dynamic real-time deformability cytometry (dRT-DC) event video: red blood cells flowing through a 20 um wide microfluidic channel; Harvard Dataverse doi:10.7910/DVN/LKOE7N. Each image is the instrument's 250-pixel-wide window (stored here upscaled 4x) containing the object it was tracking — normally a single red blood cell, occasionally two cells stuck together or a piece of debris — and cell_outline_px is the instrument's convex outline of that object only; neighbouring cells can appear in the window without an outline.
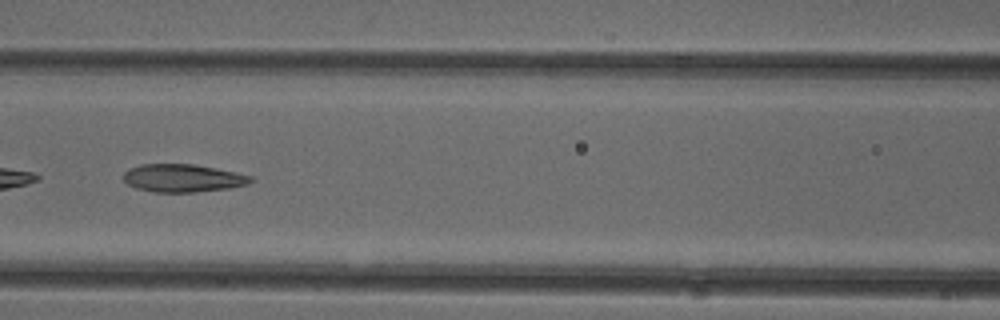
{"species": "common noctule bat (a hibernating species)", "species_latin": "Nyctalus noctula", "temperature_condition": "cold", "stored_images_in_passage": 48, "camera_frame_rate_fps": 3000, "um_per_image_px": 0.085, "animal": {"sex": "female"}, "frame": {"image": 1, "passage_image": 21, "time_ms": 6.667, "image_size_px": [1000, 320], "cell_outline_px": [[256, 180], [248, 184], [228, 188], [196, 192], [152, 192], [136, 188], [128, 184], [124, 180], [124, 172], [128, 168], [140, 164], [192, 164], [216, 168], [252, 176]], "centroid_in_image_um": [15.54, 15.14], "position_along_channel_um": 151.1, "area_um2": 20.75}, "authors_computed_cell_mechanics": {"area_um2": 22.0218, "velocity_mm_per_s": 3.9823, "shape_relaxation_time_tau1_ms": null, "shape_relaxation_time_tau2_ms": 2.3087, "deformation_change_tau1": null, "deformation_change_tau2": 0.1069}}